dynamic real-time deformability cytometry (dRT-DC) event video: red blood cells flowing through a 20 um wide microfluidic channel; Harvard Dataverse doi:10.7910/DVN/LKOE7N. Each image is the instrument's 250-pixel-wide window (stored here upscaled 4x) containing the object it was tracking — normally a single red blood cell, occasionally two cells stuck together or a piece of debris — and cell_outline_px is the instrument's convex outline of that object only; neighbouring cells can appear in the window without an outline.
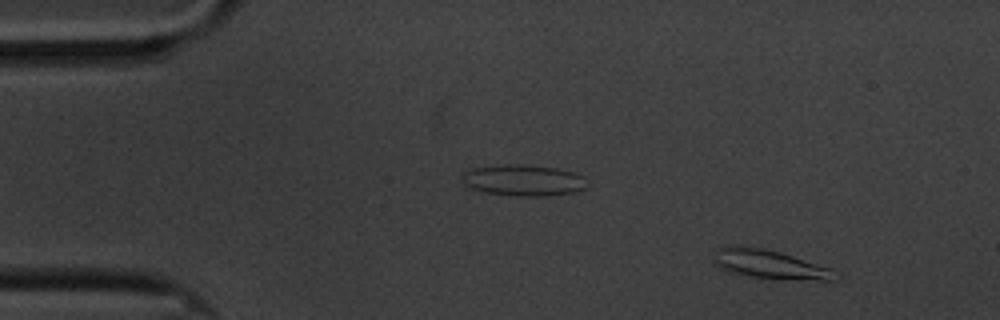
{"species": "common noctule bat (a hibernating species)", "species_latin": "Nyctalus noctula", "temperature_condition": "cold", "stored_images_in_passage": 18, "camera_frame_rate_fps": 3000, "um_per_image_px": 0.085, "animal": {"sex": "male", "body_mass_g": 20.1, "forearm_length_mm": 53.5}, "frame": {"image": 1, "passage_image": 6, "time_ms": 1.667, "image_size_px": [1000, 320], "cell_outline_px": [[840, 276], [836, 280], [784, 280], [752, 276], [728, 272], [720, 268], [712, 260], [716, 248], [764, 248], [780, 252], [832, 268]], "centroid_in_image_um": [65.51, 22.51], "position_along_channel_um": 19.5, "area_um2": 20.23}}